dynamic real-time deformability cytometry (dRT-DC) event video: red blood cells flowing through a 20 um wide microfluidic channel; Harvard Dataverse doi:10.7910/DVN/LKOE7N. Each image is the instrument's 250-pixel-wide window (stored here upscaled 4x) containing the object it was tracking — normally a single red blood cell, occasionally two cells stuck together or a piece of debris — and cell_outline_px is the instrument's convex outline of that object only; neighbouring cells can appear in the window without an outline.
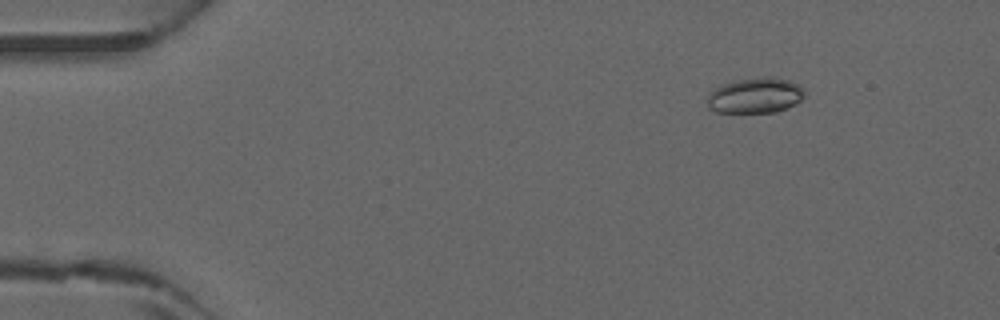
{"species": "common noctule bat (a hibernating species)", "species_latin": "Nyctalus noctula", "temperature_condition": "warm", "stored_images_in_passage": 3, "camera_frame_rate_fps": 3000, "um_per_image_px": 0.085, "animal": {"sex": "male", "forearm_length_mm": 52.5}, "frame": {"image": 1, "passage_image": 1, "time_ms": 0.0, "image_size_px": [1000, 320], "cell_outline_px": [[804, 96], [796, 104], [788, 108], [776, 112], [716, 112], [708, 108], [708, 96], [716, 88], [724, 84], [736, 80], [788, 80], [800, 84], [804, 88]], "centroid_in_image_um": [64.22, 8.17], "position_along_channel_um": 20.8, "area_um2": 19.31}}